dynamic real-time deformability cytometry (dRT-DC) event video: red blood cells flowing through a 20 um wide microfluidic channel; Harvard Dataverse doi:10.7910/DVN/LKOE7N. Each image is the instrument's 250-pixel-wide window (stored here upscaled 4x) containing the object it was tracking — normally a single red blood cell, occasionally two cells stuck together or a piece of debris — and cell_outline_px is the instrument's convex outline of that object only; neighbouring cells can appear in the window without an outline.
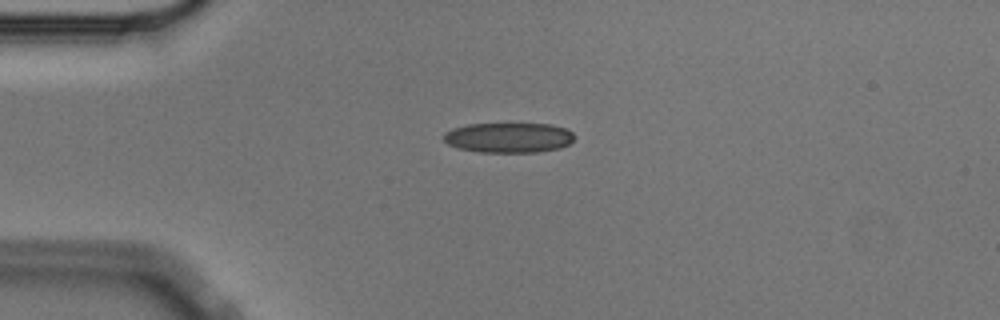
{"species": "Egyptian fruit bat (a non-hibernating species)", "species_latin": "Rousettus aegyptiacus", "temperature_condition": "cold", "stored_images_in_passage": 55, "camera_frame_rate_fps": 3000, "um_per_image_px": 0.085, "animal": {"sex": "male"}, "frame": {"image": 1, "passage_image": 13, "time_ms": 4.0, "image_size_px": [1000, 320], "cell_outline_px": [[572, 140], [568, 144], [560, 148], [536, 152], [480, 152], [456, 148], [448, 144], [444, 140], [444, 132], [452, 128], [468, 124], [552, 124], [564, 128], [572, 132]], "centroid_in_image_um": [43.19, 11.7], "position_along_channel_um": 41.8, "area_um2": 22.83}}
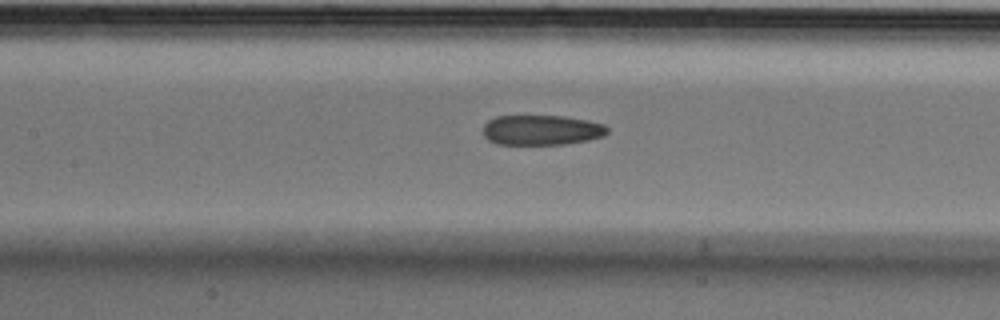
{"frame": {"image": 2, "passage_image": 25, "time_ms": 8.0, "image_size_px": [1000, 320], "cell_outline_px": [[608, 132], [604, 136], [588, 140], [564, 144], [496, 144], [488, 140], [484, 136], [484, 124], [488, 120], [496, 116], [564, 116], [588, 120], [604, 124], [608, 128]], "centroid_in_image_um": [46.04, 11.05], "position_along_channel_um": 161.4, "area_um2": 21.85}}
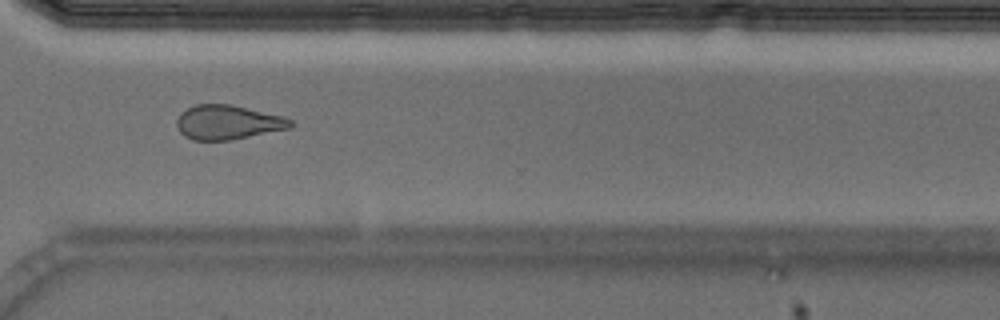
{"frame": {"image": 3, "passage_image": 41, "time_ms": 13.333, "image_size_px": [1000, 320], "cell_outline_px": [[292, 128], [232, 140], [192, 140], [184, 136], [176, 128], [176, 120], [180, 112], [196, 104], [232, 104], [284, 116], [292, 120]], "centroid_in_image_um": [19.36, 10.4], "position_along_channel_um": 351.2, "area_um2": 23.12}, "authors_computed_cell_mechanics": {"area_um2": 23.2356, "velocity_mm_per_s": 3.5708, "shape_relaxation_time_tau1_ms": null, "shape_relaxation_time_tau2_ms": 5.2493, "deformation_change_tau1": null, "deformation_change_tau2": 0.1444}}